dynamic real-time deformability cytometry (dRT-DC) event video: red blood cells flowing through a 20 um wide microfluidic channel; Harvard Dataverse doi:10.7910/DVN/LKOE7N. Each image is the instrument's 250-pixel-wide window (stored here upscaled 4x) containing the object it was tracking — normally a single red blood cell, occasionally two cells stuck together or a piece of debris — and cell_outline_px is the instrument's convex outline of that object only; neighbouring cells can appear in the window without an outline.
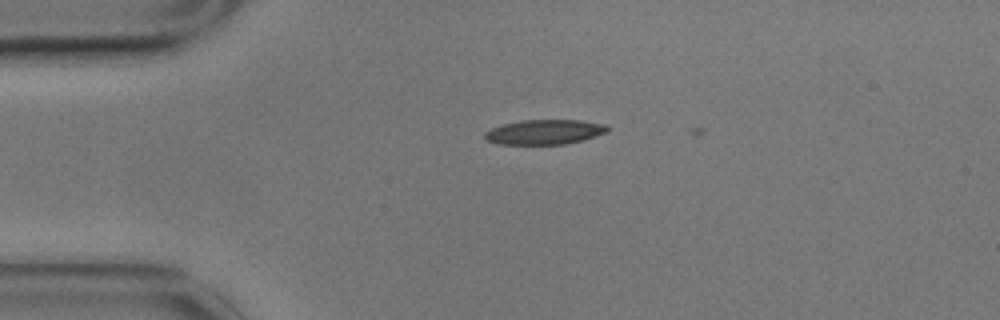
{"species": "common noctule bat (a hibernating species)", "species_latin": "Nyctalus noctula", "temperature_condition": "cold", "stored_images_in_passage": 3, "camera_frame_rate_fps": 3000, "um_per_image_px": 0.085, "animal": {"sex": "male", "body_mass_g": 17.9}, "frame": {"image": 1, "passage_image": 2, "time_ms": 0.333, "image_size_px": [1000, 320], "cell_outline_px": [[608, 132], [596, 136], [564, 144], [500, 144], [484, 140], [484, 132], [492, 128], [504, 124], [520, 120], [580, 120], [608, 124]], "centroid_in_image_um": [46.29, 11.21], "position_along_channel_um": 38.7, "area_um2": 17.74}}